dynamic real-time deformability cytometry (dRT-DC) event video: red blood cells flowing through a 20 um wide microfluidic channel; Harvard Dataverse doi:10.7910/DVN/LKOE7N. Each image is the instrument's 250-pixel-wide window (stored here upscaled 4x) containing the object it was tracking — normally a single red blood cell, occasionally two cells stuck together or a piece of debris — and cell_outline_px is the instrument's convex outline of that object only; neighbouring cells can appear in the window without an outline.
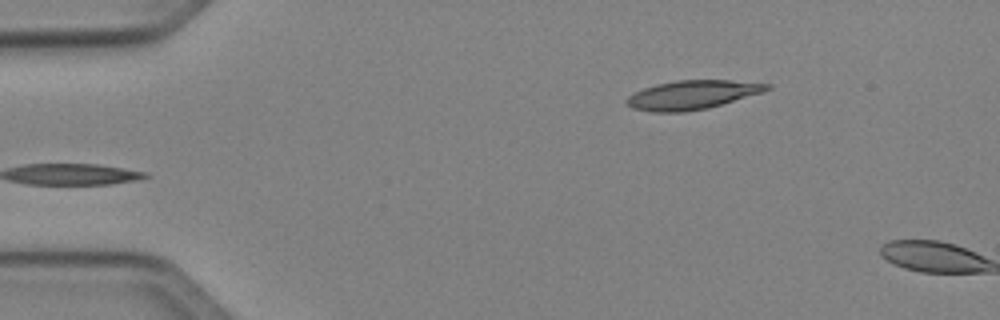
{"species": "Egyptian fruit bat (a non-hibernating species)", "species_latin": "Rousettus aegyptiacus", "temperature_condition": "cold", "stored_images_in_passage": 3, "camera_frame_rate_fps": 3000, "um_per_image_px": 0.085, "animal": {"sex": "female"}, "frame": {"image": 1, "passage_image": 3, "time_ms": 2.333, "image_size_px": [1000, 320], "cell_outline_px": [[772, 88], [764, 92], [708, 108], [684, 112], [652, 112], [632, 108], [624, 100], [628, 96], [644, 88], [656, 84], [676, 80], [728, 80], [772, 84]], "centroid_in_image_um": [58.85, 8.06], "position_along_channel_um": 26.1, "area_um2": 23.64}}